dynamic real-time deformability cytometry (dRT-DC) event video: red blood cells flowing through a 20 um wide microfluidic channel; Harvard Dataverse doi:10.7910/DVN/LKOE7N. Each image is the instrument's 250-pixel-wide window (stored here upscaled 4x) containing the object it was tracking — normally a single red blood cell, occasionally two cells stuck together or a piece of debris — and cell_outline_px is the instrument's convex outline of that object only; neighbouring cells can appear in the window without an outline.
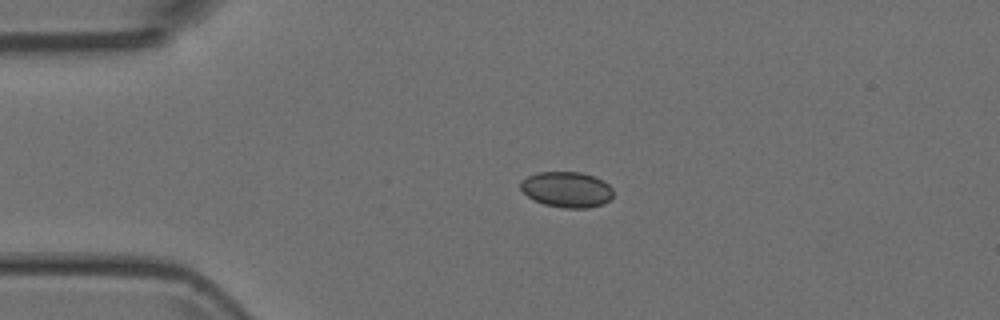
{"species": "Egyptian fruit bat (a non-hibernating species)", "species_latin": "Rousettus aegyptiacus", "temperature_condition": "room temperature", "stored_images_in_passage": 4, "camera_frame_rate_fps": 3000, "um_per_image_px": 0.085, "animal": {"sex": "female"}, "frame": {"image": 1, "passage_image": 2, "time_ms": 0.333, "image_size_px": [1000, 320], "cell_outline_px": [[612, 196], [604, 204], [588, 208], [564, 208], [544, 204], [528, 196], [520, 188], [520, 180], [536, 172], [580, 172], [592, 176], [608, 184], [612, 188]], "centroid_in_image_um": [48.15, 16.11], "position_along_channel_um": 36.8, "area_um2": 19.13}}